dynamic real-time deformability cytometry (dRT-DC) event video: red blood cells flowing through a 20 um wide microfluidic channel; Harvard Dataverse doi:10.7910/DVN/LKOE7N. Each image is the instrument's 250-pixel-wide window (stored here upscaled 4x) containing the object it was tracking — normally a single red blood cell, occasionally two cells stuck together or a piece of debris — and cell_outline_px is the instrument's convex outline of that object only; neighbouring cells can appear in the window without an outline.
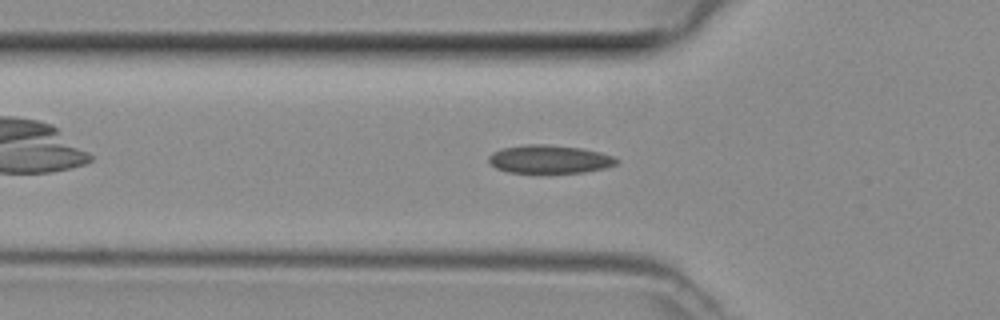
{"species": "common noctule bat (a hibernating species)", "species_latin": "Nyctalus noctula", "temperature_condition": "room temperature", "stored_images_in_passage": 36, "camera_frame_rate_fps": 3000, "um_per_image_px": 0.085, "animal": {"sex": "female", "body_mass_g": 29.2, "forearm_length_mm": 56.3}, "frame": {"image": 1, "passage_image": 6, "time_ms": 1.667, "image_size_px": [1000, 320], "cell_outline_px": [[616, 164], [604, 168], [584, 172], [548, 176], [536, 176], [508, 172], [496, 168], [488, 160], [488, 156], [492, 152], [500, 148], [524, 144], [544, 144], [580, 148], [600, 152], [612, 156], [616, 160]], "centroid_in_image_um": [46.62, 13.59], "position_along_channel_um": 79.2, "area_um2": 22.08}}
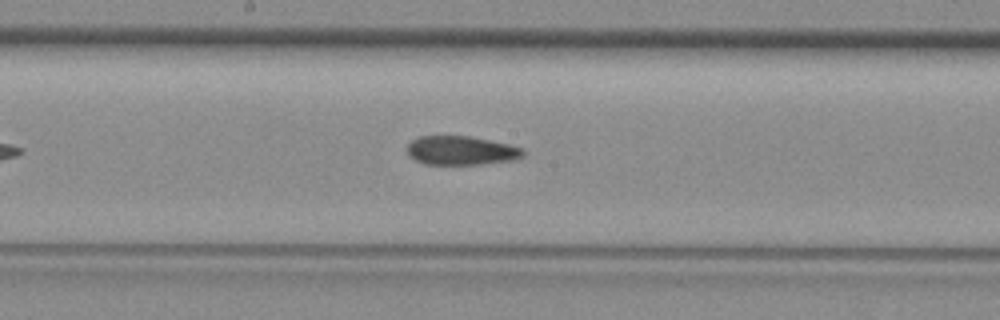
{"frame": {"image": 2, "passage_image": 15, "time_ms": 4.667, "image_size_px": [1000, 320], "cell_outline_px": [[524, 156], [516, 160], [480, 164], [424, 164], [416, 160], [408, 152], [408, 144], [412, 140], [420, 136], [468, 136], [508, 144], [524, 148]], "centroid_in_image_um": [39.24, 12.8], "position_along_channel_um": 209.0, "area_um2": 19.42}}
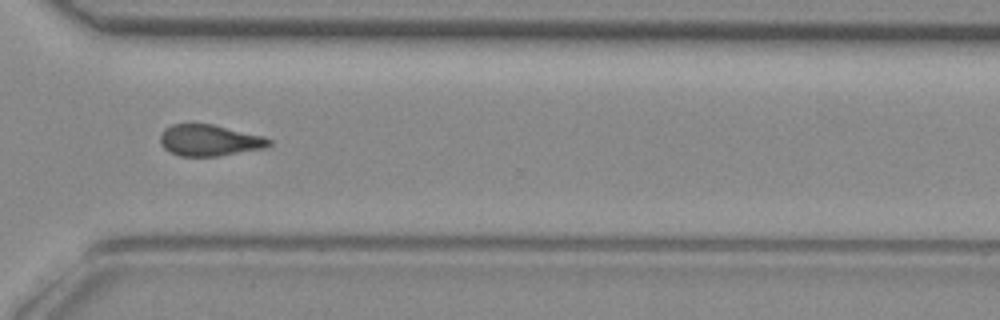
{"frame": {"image": 3, "passage_image": 25, "time_ms": 8.0, "image_size_px": [1000, 320], "cell_outline_px": [[272, 144], [264, 148], [216, 156], [180, 156], [164, 148], [160, 140], [160, 136], [164, 128], [172, 124], [212, 124], [264, 136], [272, 140]], "centroid_in_image_um": [17.81, 11.92], "position_along_channel_um": 352.8, "area_um2": 19.71}}